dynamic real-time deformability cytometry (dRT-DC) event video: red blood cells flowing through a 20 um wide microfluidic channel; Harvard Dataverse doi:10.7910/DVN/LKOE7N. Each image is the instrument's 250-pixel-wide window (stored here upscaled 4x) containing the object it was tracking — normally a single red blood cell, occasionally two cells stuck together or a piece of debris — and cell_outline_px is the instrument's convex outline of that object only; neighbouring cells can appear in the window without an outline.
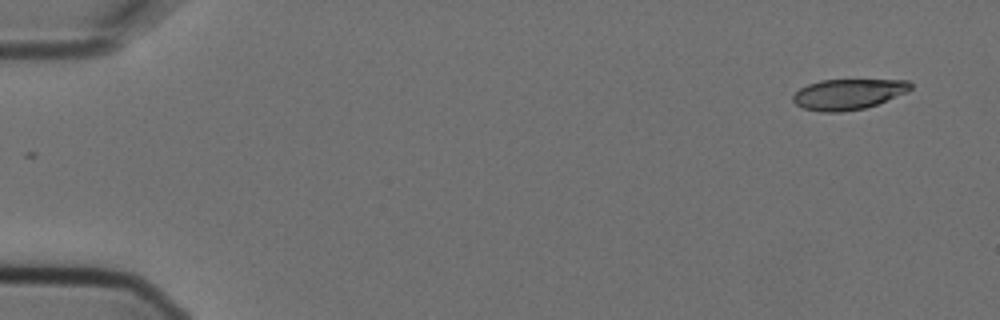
{"species": "Egyptian fruit bat (a non-hibernating species)", "species_latin": "Rousettus aegyptiacus", "temperature_condition": "cold", "stored_images_in_passage": 13, "camera_frame_rate_fps": 3000, "um_per_image_px": 0.085, "animal": {"sex": "female"}, "frame": {"image": 1, "passage_image": 1, "time_ms": 0.0, "image_size_px": [1000, 320], "cell_outline_px": [[912, 88], [908, 92], [876, 104], [864, 108], [840, 112], [820, 112], [804, 108], [796, 104], [792, 100], [792, 96], [800, 88], [808, 84], [820, 80], [908, 80], [912, 84]], "centroid_in_image_um": [72.09, 8.0], "position_along_channel_um": 12.9, "area_um2": 20.87}}
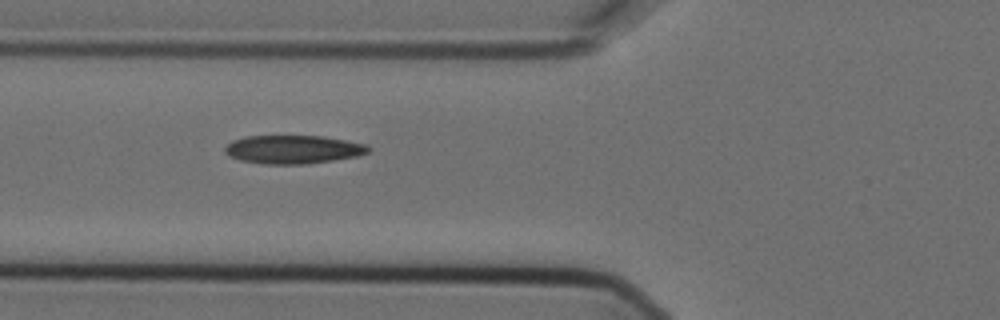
{"frame": {"image": 2, "passage_image": 5, "time_ms": 1.333, "image_size_px": [1000, 320], "cell_outline_px": [[368, 152], [356, 156], [332, 160], [304, 164], [264, 164], [240, 160], [228, 156], [224, 152], [224, 148], [232, 140], [244, 136], [324, 136], [368, 144]], "centroid_in_image_um": [24.87, 12.69], "position_along_channel_um": 100.9, "area_um2": 23.76}}
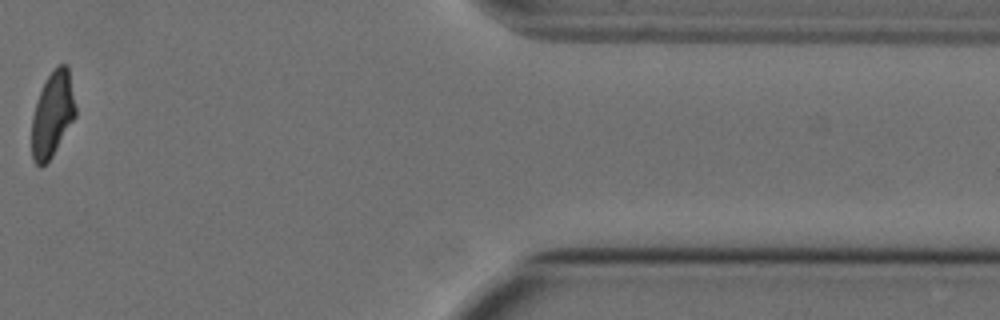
{"frame": {"image": 3, "passage_image": 12, "time_ms": 3.667, "image_size_px": [1000, 320], "cell_outline_px": [[76, 116], [52, 156], [40, 168], [32, 160], [32, 116], [36, 100], [48, 76], [60, 64], [68, 64], [76, 108]], "centroid_in_image_um": [4.46, 9.73], "position_along_channel_um": 406.9, "area_um2": 21.62}}